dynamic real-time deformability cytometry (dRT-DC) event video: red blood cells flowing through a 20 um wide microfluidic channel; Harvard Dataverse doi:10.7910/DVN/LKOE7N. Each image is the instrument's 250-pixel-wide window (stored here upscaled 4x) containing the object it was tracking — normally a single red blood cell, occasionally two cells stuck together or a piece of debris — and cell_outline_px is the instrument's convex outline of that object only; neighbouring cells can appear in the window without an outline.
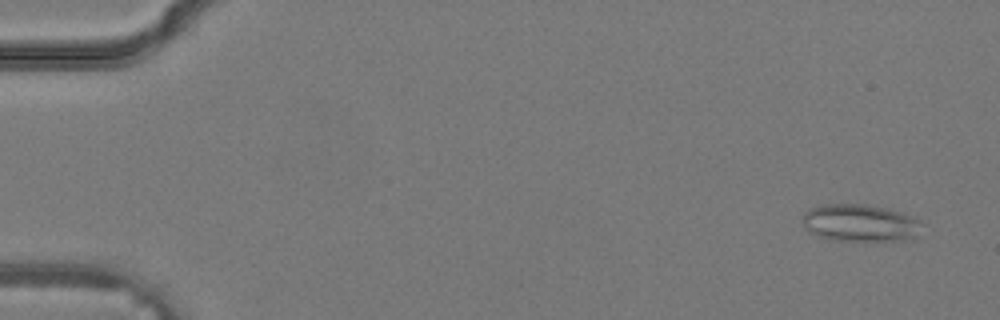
{"species": "common noctule bat (a hibernating species)", "species_latin": "Nyctalus noctula", "temperature_condition": "warm", "stored_images_in_passage": 34, "camera_frame_rate_fps": 3000, "um_per_image_px": 0.085, "animal": {"sex": "male", "body_mass_g": 19.2, "forearm_length_mm": 51.8}, "frame": {"image": 1, "passage_image": 1, "time_ms": 0.0, "image_size_px": [1000, 320], "cell_outline_px": [[920, 220], [912, 236], [908, 240], [832, 240], [820, 236], [812, 232], [804, 224], [804, 212], [808, 208], [824, 204], [864, 204], [888, 208], [916, 216]], "centroid_in_image_um": [73.08, 18.92], "position_along_channel_um": 11.9, "area_um2": 25.43}}
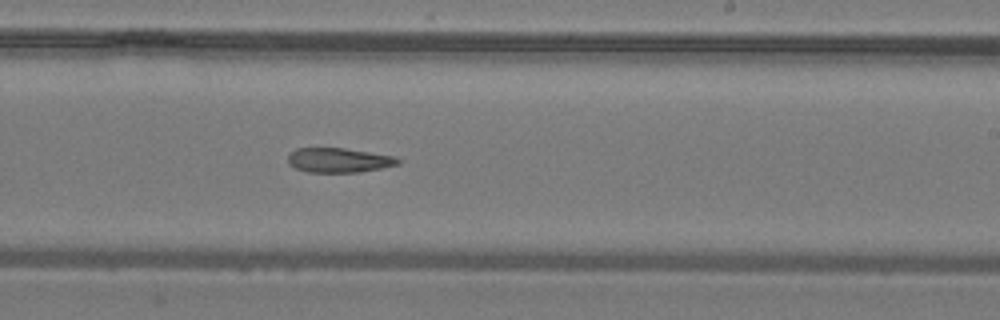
{"frame": {"image": 2, "passage_image": 21, "time_ms": 6.667, "image_size_px": [1000, 320], "cell_outline_px": [[400, 164], [380, 168], [356, 172], [308, 172], [296, 168], [288, 164], [288, 156], [296, 148], [344, 148], [392, 156], [400, 160]], "centroid_in_image_um": [28.76, 13.62], "position_along_channel_um": 260.2, "area_um2": 15.49}}
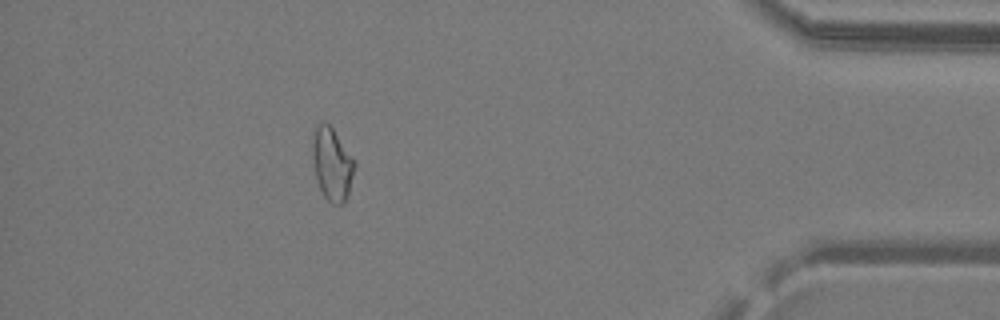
{"frame": {"image": 3, "passage_image": 31, "time_ms": 10.0, "image_size_px": [1000, 320], "cell_outline_px": [[356, 164], [348, 196], [344, 204], [332, 204], [324, 196], [320, 188], [316, 176], [312, 156], [312, 144], [316, 124], [320, 120], [328, 124], [332, 128], [356, 160]], "centroid_in_image_um": [28.24, 13.94], "position_along_channel_um": 407.0, "area_um2": 17.98}}